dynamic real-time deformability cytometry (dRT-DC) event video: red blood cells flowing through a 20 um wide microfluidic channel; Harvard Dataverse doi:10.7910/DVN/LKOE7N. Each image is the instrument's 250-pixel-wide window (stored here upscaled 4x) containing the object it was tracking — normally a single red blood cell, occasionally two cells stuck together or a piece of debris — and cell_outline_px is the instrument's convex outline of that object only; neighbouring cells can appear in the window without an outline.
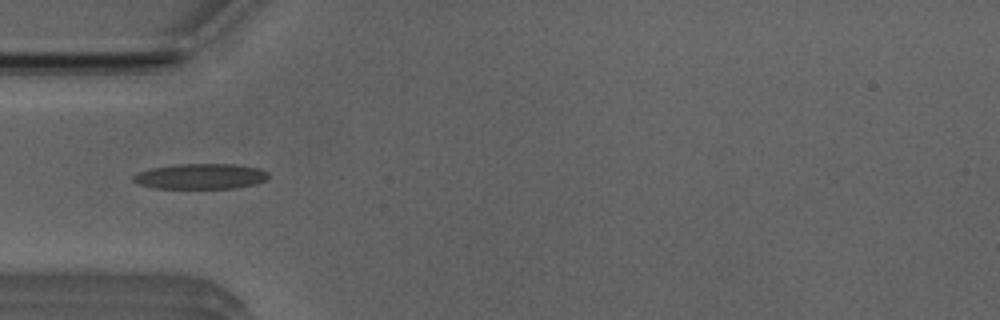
{"species": "Egyptian fruit bat (a non-hibernating species)", "species_latin": "Rousettus aegyptiacus", "temperature_condition": "room temperature", "stored_images_in_passage": 37, "camera_frame_rate_fps": 3000, "um_per_image_px": 0.085, "animal": {"sex": "male"}, "frame": {"image": 1, "passage_image": 1, "time_ms": 0.0, "image_size_px": [1000, 320], "cell_outline_px": [[268, 180], [256, 184], [232, 188], [156, 188], [140, 184], [132, 180], [132, 176], [140, 172], [152, 168], [176, 164], [236, 164], [260, 168], [268, 172]], "centroid_in_image_um": [17.11, 14.98], "position_along_channel_um": 67.9, "area_um2": 20.0}}
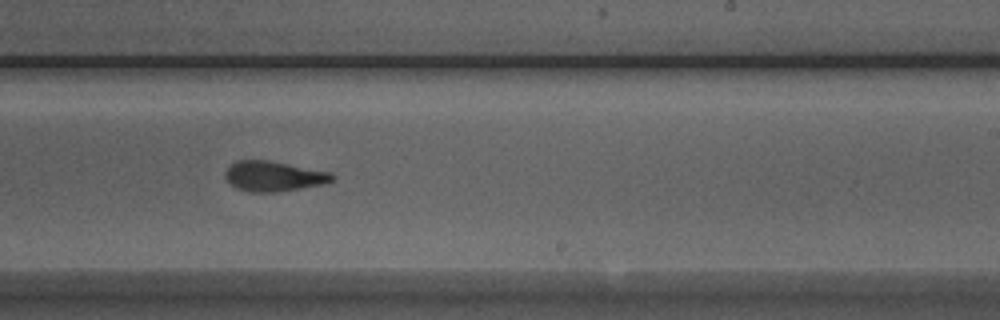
{"frame": {"image": 2, "passage_image": 16, "time_ms": 5.0, "image_size_px": [1000, 320], "cell_outline_px": [[336, 176], [328, 184], [276, 192], [248, 192], [236, 188], [224, 176], [224, 172], [236, 160], [268, 160], [332, 172]], "centroid_in_image_um": [23.3, 14.98], "position_along_channel_um": 265.7, "area_um2": 18.96}}
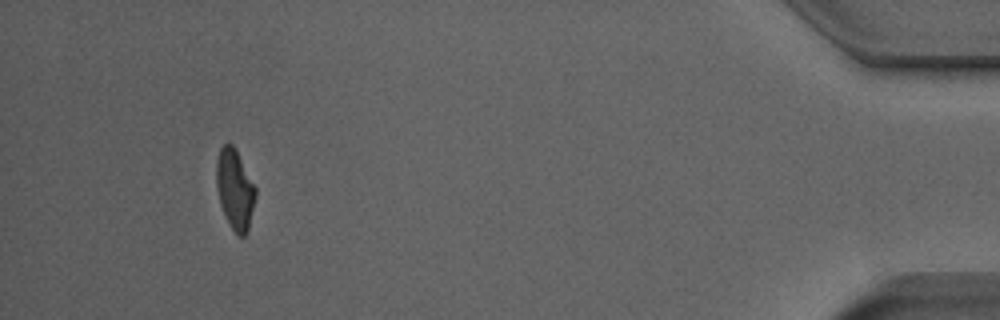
{"frame": {"image": 3, "passage_image": 33, "time_ms": 10.667, "image_size_px": [1000, 320], "cell_outline_px": [[256, 196], [248, 228], [244, 236], [236, 236], [220, 204], [216, 184], [216, 160], [220, 148], [228, 140], [232, 144], [256, 188]], "centroid_in_image_um": [19.95, 16.07], "position_along_channel_um": 415.3, "area_um2": 17.98}, "authors_computed_cell_mechanics": {"area_um2": 18.9006, "velocity_mm_per_s": 3.9556, "shape_relaxation_time_tau1_ms": 5.7412, "shape_relaxation_time_tau2_ms": 2.9266, "deformation_change_tau1": 0.1747, "deformation_change_tau2": 0.1138}}